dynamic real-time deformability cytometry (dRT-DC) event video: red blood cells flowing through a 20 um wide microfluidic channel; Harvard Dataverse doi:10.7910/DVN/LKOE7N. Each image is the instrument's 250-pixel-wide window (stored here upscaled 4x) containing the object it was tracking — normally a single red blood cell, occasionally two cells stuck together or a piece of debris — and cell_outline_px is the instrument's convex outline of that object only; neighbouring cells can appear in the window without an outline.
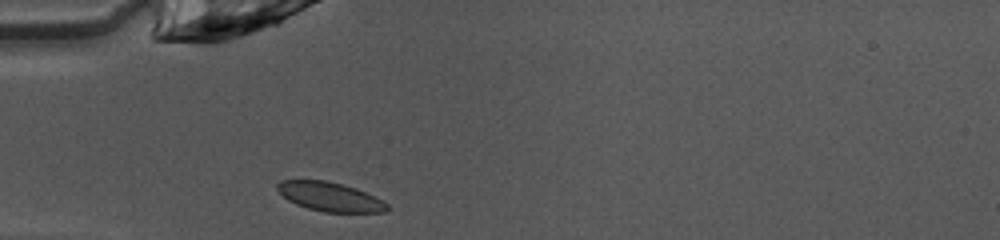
{"species": "common noctule bat (a hibernating species)", "species_latin": "Nyctalus noctula", "temperature_condition": "warm", "stored_images_in_passage": 35, "camera_frame_rate_fps": 3000, "um_per_image_px": 0.085, "animal": {"sex": "female", "body_mass_g": 10.0, "forearm_length_mm": 53.1}, "frame": {"image": 1, "passage_image": 1, "time_ms": 0.0, "image_size_px": [1000, 240], "cell_outline_px": [[388, 208], [384, 212], [324, 212], [308, 208], [296, 204], [288, 200], [276, 188], [276, 184], [280, 180], [324, 180], [344, 184], [356, 188], [388, 204]], "centroid_in_image_um": [28.01, 16.71], "position_along_channel_um": 57.0, "area_um2": 18.38}}
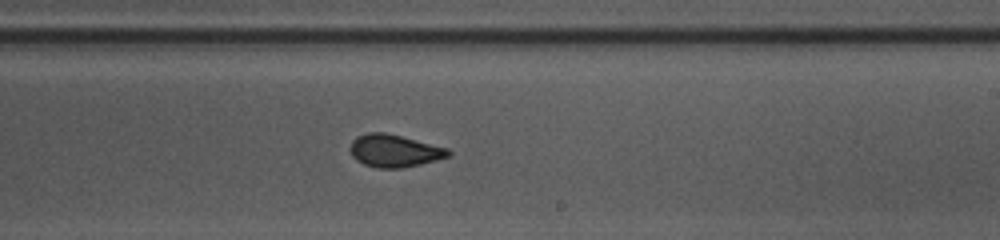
{"frame": {"image": 2, "passage_image": 16, "time_ms": 5.0, "image_size_px": [1000, 240], "cell_outline_px": [[452, 156], [404, 168], [376, 168], [364, 164], [356, 160], [352, 156], [352, 140], [356, 136], [368, 132], [384, 132], [448, 148], [452, 152]], "centroid_in_image_um": [33.54, 12.82], "position_along_channel_um": 255.5, "area_um2": 18.55}}
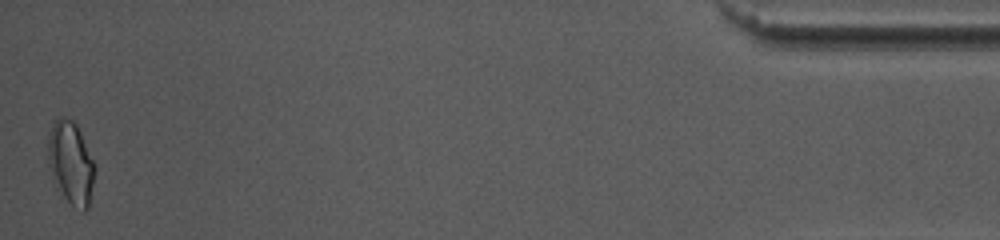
{"frame": {"image": 3, "passage_image": 35, "time_ms": 11.333, "image_size_px": [1000, 240], "cell_outline_px": [[96, 168], [88, 208], [84, 212], [72, 204], [64, 196], [52, 176], [48, 156], [48, 136], [52, 124], [56, 120], [64, 116], [72, 120], [76, 124], [96, 164]], "centroid_in_image_um": [6.05, 13.81], "position_along_channel_um": 429.2, "area_um2": 22.2}, "authors_computed_cell_mechanics": {"area_um2": 18.5538, "velocity_mm_per_s": 4.0695, "shape_relaxation_time_tau1_ms": 5.7769, "shape_relaxation_time_tau2_ms": 1.0795, "deformation_change_tau1": 0.1395, "deformation_change_tau2": 0.0521}}